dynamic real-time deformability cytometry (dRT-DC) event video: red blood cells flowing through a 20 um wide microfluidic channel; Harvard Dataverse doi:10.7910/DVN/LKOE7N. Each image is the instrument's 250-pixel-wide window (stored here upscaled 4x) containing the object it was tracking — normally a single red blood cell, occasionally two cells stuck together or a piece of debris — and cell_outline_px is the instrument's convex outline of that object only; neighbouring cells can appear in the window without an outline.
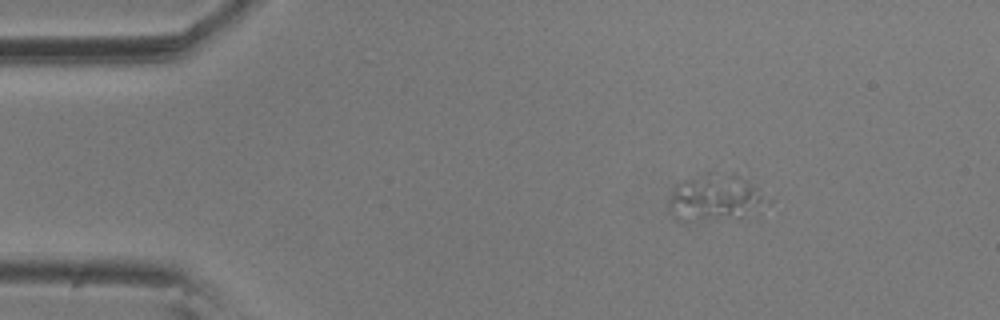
{"species": "common noctule bat (a hibernating species)", "species_latin": "Nyctalus noctula", "temperature_condition": "room temperature", "stored_images_in_passage": 9, "camera_frame_rate_fps": 3000, "um_per_image_px": 0.085, "animal": {"sex": "male", "body_mass_g": 20.5, "forearm_length_mm": 52.5}, "frame": {"image": 1, "passage_image": 1, "time_ms": 0.0, "image_size_px": [1000, 320], "cell_outline_px": [[772, 200], [740, 216], [696, 224], [684, 224], [676, 220], [668, 208], [668, 200], [676, 184], [684, 180], [704, 172], [736, 172], [772, 196]], "centroid_in_image_um": [60.76, 16.8], "position_along_channel_um": 24.2, "area_um2": 27.98}}
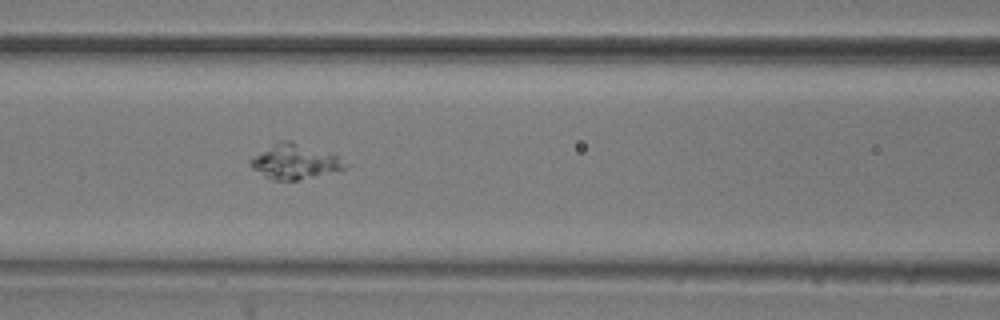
{"frame": {"image": 2, "passage_image": 6, "time_ms": 1.667, "image_size_px": [1000, 320], "cell_outline_px": [[348, 168], [344, 172], [296, 180], [276, 180], [264, 176], [252, 168], [248, 164], [248, 160], [280, 140], [292, 140], [336, 156], [348, 164]], "centroid_in_image_um": [25.12, 13.76], "position_along_channel_um": 141.5, "area_um2": 19.36}}
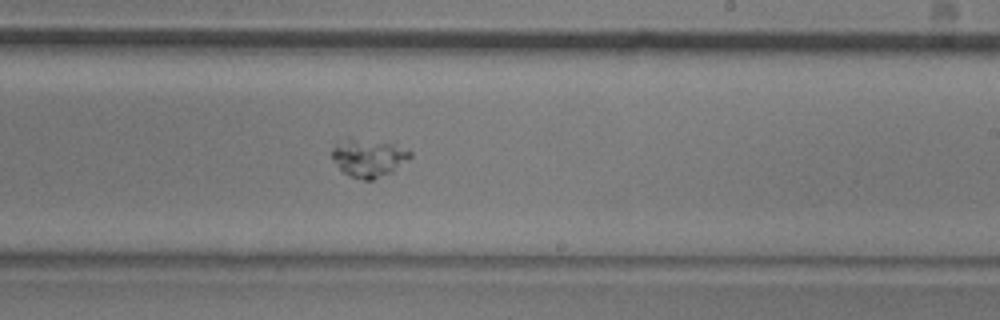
{"frame": {"image": 3, "passage_image": 9, "time_ms": 2.667, "image_size_px": [1000, 320], "cell_outline_px": [[412, 156], [392, 172], [372, 180], [364, 180], [348, 176], [332, 160], [332, 148], [336, 144], [348, 136], [352, 136], [392, 144], [412, 152]], "centroid_in_image_um": [31.28, 13.4], "position_along_channel_um": 257.7, "area_um2": 17.4}}